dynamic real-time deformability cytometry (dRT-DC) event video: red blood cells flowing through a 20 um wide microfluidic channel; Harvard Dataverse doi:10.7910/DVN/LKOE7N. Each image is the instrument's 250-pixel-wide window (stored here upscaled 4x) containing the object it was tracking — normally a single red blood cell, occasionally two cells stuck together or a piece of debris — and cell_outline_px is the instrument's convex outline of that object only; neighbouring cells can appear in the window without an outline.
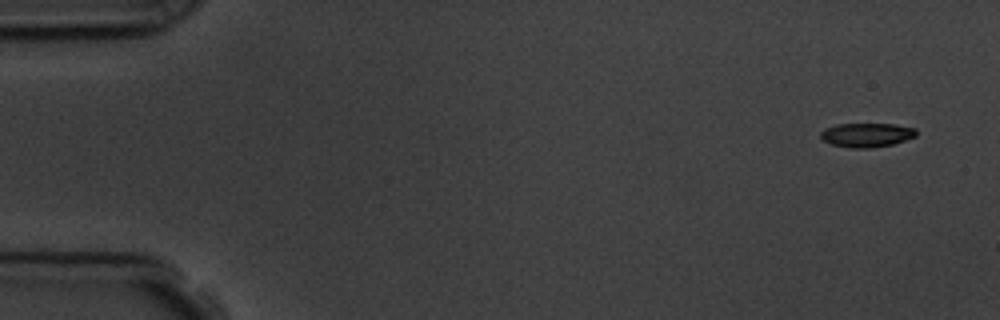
{"species": "common noctule bat (a hibernating species)", "species_latin": "Nyctalus noctula", "temperature_condition": "room temperature", "stored_images_in_passage": 6, "segment_of_instrument_passage": [2, 2], "camera_frame_rate_fps": 3000, "um_per_image_px": 0.085, "animal": {"sex": "male", "body_mass_g": 19.5, "forearm_length_mm": 54.6}, "frame": {"image": 1, "passage_image": 6, "time_ms": 6.667, "image_size_px": [1000, 320], "cell_outline_px": [[916, 136], [892, 144], [868, 148], [852, 148], [832, 144], [824, 140], [820, 136], [820, 132], [824, 128], [836, 124], [892, 124], [916, 128]], "centroid_in_image_um": [73.64, 11.46], "position_along_channel_um": 11.4, "area_um2": 13.29}}